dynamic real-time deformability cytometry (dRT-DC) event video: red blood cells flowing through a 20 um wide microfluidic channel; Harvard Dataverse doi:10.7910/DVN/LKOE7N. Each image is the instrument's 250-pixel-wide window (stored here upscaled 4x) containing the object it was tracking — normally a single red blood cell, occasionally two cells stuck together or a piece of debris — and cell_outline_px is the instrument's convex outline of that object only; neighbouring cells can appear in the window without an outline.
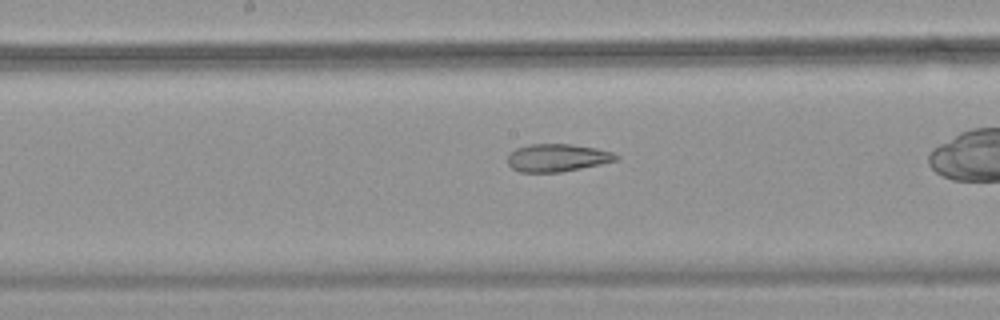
{"species": "common noctule bat (a hibernating species)", "species_latin": "Nyctalus noctula", "temperature_condition": "warm", "stored_images_in_passage": 35, "camera_frame_rate_fps": 3000, "um_per_image_px": 0.085, "animal": {"sex": "female", "body_mass_g": 18.4}, "frame": {"image": 1, "passage_image": 20, "time_ms": 6.333, "image_size_px": [1000, 320], "cell_outline_px": [[620, 160], [560, 172], [520, 172], [512, 168], [508, 164], [508, 156], [516, 148], [528, 144], [572, 144], [596, 148], [612, 152], [620, 156]], "centroid_in_image_um": [47.39, 13.4], "position_along_channel_um": 200.8, "area_um2": 17.51}}